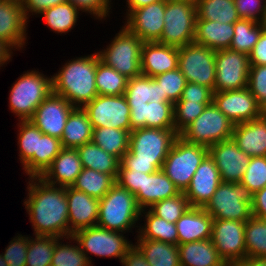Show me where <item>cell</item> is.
<instances>
[{
    "instance_id": "obj_32",
    "label": "cell",
    "mask_w": 266,
    "mask_h": 266,
    "mask_svg": "<svg viewBox=\"0 0 266 266\" xmlns=\"http://www.w3.org/2000/svg\"><path fill=\"white\" fill-rule=\"evenodd\" d=\"M63 149L61 140L47 134L38 136L37 153L23 166L29 177H40Z\"/></svg>"
},
{
    "instance_id": "obj_48",
    "label": "cell",
    "mask_w": 266,
    "mask_h": 266,
    "mask_svg": "<svg viewBox=\"0 0 266 266\" xmlns=\"http://www.w3.org/2000/svg\"><path fill=\"white\" fill-rule=\"evenodd\" d=\"M153 78L160 84V89L166 102H172L174 104L179 101L187 84V80L179 68Z\"/></svg>"
},
{
    "instance_id": "obj_36",
    "label": "cell",
    "mask_w": 266,
    "mask_h": 266,
    "mask_svg": "<svg viewBox=\"0 0 266 266\" xmlns=\"http://www.w3.org/2000/svg\"><path fill=\"white\" fill-rule=\"evenodd\" d=\"M147 210L141 211V217L145 215L146 222L143 224L144 226H136L140 227L137 229L139 230L137 231V239H149L178 245L176 224L154 215L149 209Z\"/></svg>"
},
{
    "instance_id": "obj_39",
    "label": "cell",
    "mask_w": 266,
    "mask_h": 266,
    "mask_svg": "<svg viewBox=\"0 0 266 266\" xmlns=\"http://www.w3.org/2000/svg\"><path fill=\"white\" fill-rule=\"evenodd\" d=\"M115 183L116 179L110 174L83 168L71 187L100 200Z\"/></svg>"
},
{
    "instance_id": "obj_62",
    "label": "cell",
    "mask_w": 266,
    "mask_h": 266,
    "mask_svg": "<svg viewBox=\"0 0 266 266\" xmlns=\"http://www.w3.org/2000/svg\"><path fill=\"white\" fill-rule=\"evenodd\" d=\"M12 54V49L0 40V67L11 60Z\"/></svg>"
},
{
    "instance_id": "obj_16",
    "label": "cell",
    "mask_w": 266,
    "mask_h": 266,
    "mask_svg": "<svg viewBox=\"0 0 266 266\" xmlns=\"http://www.w3.org/2000/svg\"><path fill=\"white\" fill-rule=\"evenodd\" d=\"M212 102L234 125L262 116V108L247 87L240 90L213 92Z\"/></svg>"
},
{
    "instance_id": "obj_24",
    "label": "cell",
    "mask_w": 266,
    "mask_h": 266,
    "mask_svg": "<svg viewBox=\"0 0 266 266\" xmlns=\"http://www.w3.org/2000/svg\"><path fill=\"white\" fill-rule=\"evenodd\" d=\"M178 47L157 41L144 42L141 48V74L156 77L178 68Z\"/></svg>"
},
{
    "instance_id": "obj_4",
    "label": "cell",
    "mask_w": 266,
    "mask_h": 266,
    "mask_svg": "<svg viewBox=\"0 0 266 266\" xmlns=\"http://www.w3.org/2000/svg\"><path fill=\"white\" fill-rule=\"evenodd\" d=\"M141 211L135 195L115 183L99 200L97 226L126 233L135 228Z\"/></svg>"
},
{
    "instance_id": "obj_1",
    "label": "cell",
    "mask_w": 266,
    "mask_h": 266,
    "mask_svg": "<svg viewBox=\"0 0 266 266\" xmlns=\"http://www.w3.org/2000/svg\"><path fill=\"white\" fill-rule=\"evenodd\" d=\"M24 200L35 236L69 237L66 187L46 183L40 177H29Z\"/></svg>"
},
{
    "instance_id": "obj_59",
    "label": "cell",
    "mask_w": 266,
    "mask_h": 266,
    "mask_svg": "<svg viewBox=\"0 0 266 266\" xmlns=\"http://www.w3.org/2000/svg\"><path fill=\"white\" fill-rule=\"evenodd\" d=\"M122 266H150L143 253L136 245H132L122 258Z\"/></svg>"
},
{
    "instance_id": "obj_50",
    "label": "cell",
    "mask_w": 266,
    "mask_h": 266,
    "mask_svg": "<svg viewBox=\"0 0 266 266\" xmlns=\"http://www.w3.org/2000/svg\"><path fill=\"white\" fill-rule=\"evenodd\" d=\"M240 183L253 195L266 186V156L251 157Z\"/></svg>"
},
{
    "instance_id": "obj_22",
    "label": "cell",
    "mask_w": 266,
    "mask_h": 266,
    "mask_svg": "<svg viewBox=\"0 0 266 266\" xmlns=\"http://www.w3.org/2000/svg\"><path fill=\"white\" fill-rule=\"evenodd\" d=\"M131 131L140 128L175 129L172 102L129 105Z\"/></svg>"
},
{
    "instance_id": "obj_26",
    "label": "cell",
    "mask_w": 266,
    "mask_h": 266,
    "mask_svg": "<svg viewBox=\"0 0 266 266\" xmlns=\"http://www.w3.org/2000/svg\"><path fill=\"white\" fill-rule=\"evenodd\" d=\"M213 219L204 208L190 207L175 223L178 245L210 239Z\"/></svg>"
},
{
    "instance_id": "obj_54",
    "label": "cell",
    "mask_w": 266,
    "mask_h": 266,
    "mask_svg": "<svg viewBox=\"0 0 266 266\" xmlns=\"http://www.w3.org/2000/svg\"><path fill=\"white\" fill-rule=\"evenodd\" d=\"M67 2L73 4L79 11L90 13L99 20H105L112 7L111 0H67Z\"/></svg>"
},
{
    "instance_id": "obj_18",
    "label": "cell",
    "mask_w": 266,
    "mask_h": 266,
    "mask_svg": "<svg viewBox=\"0 0 266 266\" xmlns=\"http://www.w3.org/2000/svg\"><path fill=\"white\" fill-rule=\"evenodd\" d=\"M166 0L126 11L124 26L143 42L158 41L164 28Z\"/></svg>"
},
{
    "instance_id": "obj_17",
    "label": "cell",
    "mask_w": 266,
    "mask_h": 266,
    "mask_svg": "<svg viewBox=\"0 0 266 266\" xmlns=\"http://www.w3.org/2000/svg\"><path fill=\"white\" fill-rule=\"evenodd\" d=\"M63 96L51 92L30 121L43 133L61 139L69 114L75 109Z\"/></svg>"
},
{
    "instance_id": "obj_52",
    "label": "cell",
    "mask_w": 266,
    "mask_h": 266,
    "mask_svg": "<svg viewBox=\"0 0 266 266\" xmlns=\"http://www.w3.org/2000/svg\"><path fill=\"white\" fill-rule=\"evenodd\" d=\"M29 246V237L18 235L9 242L2 253L8 266H26V254Z\"/></svg>"
},
{
    "instance_id": "obj_35",
    "label": "cell",
    "mask_w": 266,
    "mask_h": 266,
    "mask_svg": "<svg viewBox=\"0 0 266 266\" xmlns=\"http://www.w3.org/2000/svg\"><path fill=\"white\" fill-rule=\"evenodd\" d=\"M135 245L150 266H181L178 245L149 239H137Z\"/></svg>"
},
{
    "instance_id": "obj_19",
    "label": "cell",
    "mask_w": 266,
    "mask_h": 266,
    "mask_svg": "<svg viewBox=\"0 0 266 266\" xmlns=\"http://www.w3.org/2000/svg\"><path fill=\"white\" fill-rule=\"evenodd\" d=\"M208 149L222 182L240 183L251 157L245 154L233 139L215 143Z\"/></svg>"
},
{
    "instance_id": "obj_61",
    "label": "cell",
    "mask_w": 266,
    "mask_h": 266,
    "mask_svg": "<svg viewBox=\"0 0 266 266\" xmlns=\"http://www.w3.org/2000/svg\"><path fill=\"white\" fill-rule=\"evenodd\" d=\"M233 266H266L265 257H246Z\"/></svg>"
},
{
    "instance_id": "obj_12",
    "label": "cell",
    "mask_w": 266,
    "mask_h": 266,
    "mask_svg": "<svg viewBox=\"0 0 266 266\" xmlns=\"http://www.w3.org/2000/svg\"><path fill=\"white\" fill-rule=\"evenodd\" d=\"M215 52L194 42L178 47V68L187 82L206 86L214 92Z\"/></svg>"
},
{
    "instance_id": "obj_67",
    "label": "cell",
    "mask_w": 266,
    "mask_h": 266,
    "mask_svg": "<svg viewBox=\"0 0 266 266\" xmlns=\"http://www.w3.org/2000/svg\"><path fill=\"white\" fill-rule=\"evenodd\" d=\"M262 116L266 117V105L262 108Z\"/></svg>"
},
{
    "instance_id": "obj_3",
    "label": "cell",
    "mask_w": 266,
    "mask_h": 266,
    "mask_svg": "<svg viewBox=\"0 0 266 266\" xmlns=\"http://www.w3.org/2000/svg\"><path fill=\"white\" fill-rule=\"evenodd\" d=\"M98 52L72 59L52 75V92L63 96L74 107H83L97 95L95 75Z\"/></svg>"
},
{
    "instance_id": "obj_31",
    "label": "cell",
    "mask_w": 266,
    "mask_h": 266,
    "mask_svg": "<svg viewBox=\"0 0 266 266\" xmlns=\"http://www.w3.org/2000/svg\"><path fill=\"white\" fill-rule=\"evenodd\" d=\"M93 127L88 114L82 107H76L67 119L62 134L63 148L76 149L92 140Z\"/></svg>"
},
{
    "instance_id": "obj_37",
    "label": "cell",
    "mask_w": 266,
    "mask_h": 266,
    "mask_svg": "<svg viewBox=\"0 0 266 266\" xmlns=\"http://www.w3.org/2000/svg\"><path fill=\"white\" fill-rule=\"evenodd\" d=\"M129 138L130 132L127 130L99 127L93 129L91 141L121 161L129 150Z\"/></svg>"
},
{
    "instance_id": "obj_38",
    "label": "cell",
    "mask_w": 266,
    "mask_h": 266,
    "mask_svg": "<svg viewBox=\"0 0 266 266\" xmlns=\"http://www.w3.org/2000/svg\"><path fill=\"white\" fill-rule=\"evenodd\" d=\"M196 19L235 23L240 19L234 0H197Z\"/></svg>"
},
{
    "instance_id": "obj_34",
    "label": "cell",
    "mask_w": 266,
    "mask_h": 266,
    "mask_svg": "<svg viewBox=\"0 0 266 266\" xmlns=\"http://www.w3.org/2000/svg\"><path fill=\"white\" fill-rule=\"evenodd\" d=\"M128 105H140L147 102H166L160 84L152 77L139 75L128 79L124 93Z\"/></svg>"
},
{
    "instance_id": "obj_33",
    "label": "cell",
    "mask_w": 266,
    "mask_h": 266,
    "mask_svg": "<svg viewBox=\"0 0 266 266\" xmlns=\"http://www.w3.org/2000/svg\"><path fill=\"white\" fill-rule=\"evenodd\" d=\"M76 150L82 161L83 168L110 174L115 179L117 178L120 160L116 156L108 154L92 141L81 145Z\"/></svg>"
},
{
    "instance_id": "obj_21",
    "label": "cell",
    "mask_w": 266,
    "mask_h": 266,
    "mask_svg": "<svg viewBox=\"0 0 266 266\" xmlns=\"http://www.w3.org/2000/svg\"><path fill=\"white\" fill-rule=\"evenodd\" d=\"M27 22L21 0H0V40L12 50L26 44Z\"/></svg>"
},
{
    "instance_id": "obj_45",
    "label": "cell",
    "mask_w": 266,
    "mask_h": 266,
    "mask_svg": "<svg viewBox=\"0 0 266 266\" xmlns=\"http://www.w3.org/2000/svg\"><path fill=\"white\" fill-rule=\"evenodd\" d=\"M190 204L184 195L180 192L174 197L161 200L154 203L149 210L156 216L175 224L176 221L190 208Z\"/></svg>"
},
{
    "instance_id": "obj_8",
    "label": "cell",
    "mask_w": 266,
    "mask_h": 266,
    "mask_svg": "<svg viewBox=\"0 0 266 266\" xmlns=\"http://www.w3.org/2000/svg\"><path fill=\"white\" fill-rule=\"evenodd\" d=\"M136 35L125 26L116 33L106 49L98 52L100 60L126 78L141 75V48L143 45Z\"/></svg>"
},
{
    "instance_id": "obj_23",
    "label": "cell",
    "mask_w": 266,
    "mask_h": 266,
    "mask_svg": "<svg viewBox=\"0 0 266 266\" xmlns=\"http://www.w3.org/2000/svg\"><path fill=\"white\" fill-rule=\"evenodd\" d=\"M68 202L69 237L76 231L98 222L99 200L71 186L66 187Z\"/></svg>"
},
{
    "instance_id": "obj_42",
    "label": "cell",
    "mask_w": 266,
    "mask_h": 266,
    "mask_svg": "<svg viewBox=\"0 0 266 266\" xmlns=\"http://www.w3.org/2000/svg\"><path fill=\"white\" fill-rule=\"evenodd\" d=\"M128 78L120 74L100 59L97 62L95 82L98 95L118 96L124 95Z\"/></svg>"
},
{
    "instance_id": "obj_49",
    "label": "cell",
    "mask_w": 266,
    "mask_h": 266,
    "mask_svg": "<svg viewBox=\"0 0 266 266\" xmlns=\"http://www.w3.org/2000/svg\"><path fill=\"white\" fill-rule=\"evenodd\" d=\"M212 102L177 101L174 103V126L179 135Z\"/></svg>"
},
{
    "instance_id": "obj_63",
    "label": "cell",
    "mask_w": 266,
    "mask_h": 266,
    "mask_svg": "<svg viewBox=\"0 0 266 266\" xmlns=\"http://www.w3.org/2000/svg\"><path fill=\"white\" fill-rule=\"evenodd\" d=\"M161 0H126L127 2V11H134L135 9L147 6L152 3H156Z\"/></svg>"
},
{
    "instance_id": "obj_11",
    "label": "cell",
    "mask_w": 266,
    "mask_h": 266,
    "mask_svg": "<svg viewBox=\"0 0 266 266\" xmlns=\"http://www.w3.org/2000/svg\"><path fill=\"white\" fill-rule=\"evenodd\" d=\"M196 5L186 1H167L161 44L176 47L194 42L196 27Z\"/></svg>"
},
{
    "instance_id": "obj_51",
    "label": "cell",
    "mask_w": 266,
    "mask_h": 266,
    "mask_svg": "<svg viewBox=\"0 0 266 266\" xmlns=\"http://www.w3.org/2000/svg\"><path fill=\"white\" fill-rule=\"evenodd\" d=\"M247 88L263 108L266 105V65H250Z\"/></svg>"
},
{
    "instance_id": "obj_66",
    "label": "cell",
    "mask_w": 266,
    "mask_h": 266,
    "mask_svg": "<svg viewBox=\"0 0 266 266\" xmlns=\"http://www.w3.org/2000/svg\"><path fill=\"white\" fill-rule=\"evenodd\" d=\"M262 25H263V27L266 30V10H265V15H264V18H263V21H262Z\"/></svg>"
},
{
    "instance_id": "obj_13",
    "label": "cell",
    "mask_w": 266,
    "mask_h": 266,
    "mask_svg": "<svg viewBox=\"0 0 266 266\" xmlns=\"http://www.w3.org/2000/svg\"><path fill=\"white\" fill-rule=\"evenodd\" d=\"M93 129L117 128L131 132L130 107L124 95H97L83 107Z\"/></svg>"
},
{
    "instance_id": "obj_10",
    "label": "cell",
    "mask_w": 266,
    "mask_h": 266,
    "mask_svg": "<svg viewBox=\"0 0 266 266\" xmlns=\"http://www.w3.org/2000/svg\"><path fill=\"white\" fill-rule=\"evenodd\" d=\"M123 234L125 233L108 230L96 225L78 230L67 239L79 244L93 266L89 253L99 257H118L121 263L127 250L133 245Z\"/></svg>"
},
{
    "instance_id": "obj_47",
    "label": "cell",
    "mask_w": 266,
    "mask_h": 266,
    "mask_svg": "<svg viewBox=\"0 0 266 266\" xmlns=\"http://www.w3.org/2000/svg\"><path fill=\"white\" fill-rule=\"evenodd\" d=\"M61 240L55 245L51 266H92L79 244H62Z\"/></svg>"
},
{
    "instance_id": "obj_55",
    "label": "cell",
    "mask_w": 266,
    "mask_h": 266,
    "mask_svg": "<svg viewBox=\"0 0 266 266\" xmlns=\"http://www.w3.org/2000/svg\"><path fill=\"white\" fill-rule=\"evenodd\" d=\"M213 91L203 85L187 82L179 101L212 102Z\"/></svg>"
},
{
    "instance_id": "obj_46",
    "label": "cell",
    "mask_w": 266,
    "mask_h": 266,
    "mask_svg": "<svg viewBox=\"0 0 266 266\" xmlns=\"http://www.w3.org/2000/svg\"><path fill=\"white\" fill-rule=\"evenodd\" d=\"M18 129V149L19 159L22 166H24L37 153L38 136L42 132L30 121H19Z\"/></svg>"
},
{
    "instance_id": "obj_40",
    "label": "cell",
    "mask_w": 266,
    "mask_h": 266,
    "mask_svg": "<svg viewBox=\"0 0 266 266\" xmlns=\"http://www.w3.org/2000/svg\"><path fill=\"white\" fill-rule=\"evenodd\" d=\"M264 30L262 23L240 18L234 23V36L229 49L249 56Z\"/></svg>"
},
{
    "instance_id": "obj_57",
    "label": "cell",
    "mask_w": 266,
    "mask_h": 266,
    "mask_svg": "<svg viewBox=\"0 0 266 266\" xmlns=\"http://www.w3.org/2000/svg\"><path fill=\"white\" fill-rule=\"evenodd\" d=\"M65 2H67V0H21L23 13L28 22L29 16H31L29 14L39 15L44 10Z\"/></svg>"
},
{
    "instance_id": "obj_27",
    "label": "cell",
    "mask_w": 266,
    "mask_h": 266,
    "mask_svg": "<svg viewBox=\"0 0 266 266\" xmlns=\"http://www.w3.org/2000/svg\"><path fill=\"white\" fill-rule=\"evenodd\" d=\"M232 139L248 156H266V117L234 125Z\"/></svg>"
},
{
    "instance_id": "obj_30",
    "label": "cell",
    "mask_w": 266,
    "mask_h": 266,
    "mask_svg": "<svg viewBox=\"0 0 266 266\" xmlns=\"http://www.w3.org/2000/svg\"><path fill=\"white\" fill-rule=\"evenodd\" d=\"M181 266H227L210 239L179 244Z\"/></svg>"
},
{
    "instance_id": "obj_56",
    "label": "cell",
    "mask_w": 266,
    "mask_h": 266,
    "mask_svg": "<svg viewBox=\"0 0 266 266\" xmlns=\"http://www.w3.org/2000/svg\"><path fill=\"white\" fill-rule=\"evenodd\" d=\"M143 176V172H138L135 170H125L120 165L116 183L121 187L126 188L132 194H135L139 189H142Z\"/></svg>"
},
{
    "instance_id": "obj_28",
    "label": "cell",
    "mask_w": 266,
    "mask_h": 266,
    "mask_svg": "<svg viewBox=\"0 0 266 266\" xmlns=\"http://www.w3.org/2000/svg\"><path fill=\"white\" fill-rule=\"evenodd\" d=\"M179 193V189L161 169L151 174L144 173L142 189H139L134 195L139 207L143 210Z\"/></svg>"
},
{
    "instance_id": "obj_41",
    "label": "cell",
    "mask_w": 266,
    "mask_h": 266,
    "mask_svg": "<svg viewBox=\"0 0 266 266\" xmlns=\"http://www.w3.org/2000/svg\"><path fill=\"white\" fill-rule=\"evenodd\" d=\"M79 10L71 3L65 2L44 10L40 15L51 31L60 33L70 32L74 28Z\"/></svg>"
},
{
    "instance_id": "obj_6",
    "label": "cell",
    "mask_w": 266,
    "mask_h": 266,
    "mask_svg": "<svg viewBox=\"0 0 266 266\" xmlns=\"http://www.w3.org/2000/svg\"><path fill=\"white\" fill-rule=\"evenodd\" d=\"M253 194L241 183L221 182L204 209L219 220L246 222L252 215Z\"/></svg>"
},
{
    "instance_id": "obj_58",
    "label": "cell",
    "mask_w": 266,
    "mask_h": 266,
    "mask_svg": "<svg viewBox=\"0 0 266 266\" xmlns=\"http://www.w3.org/2000/svg\"><path fill=\"white\" fill-rule=\"evenodd\" d=\"M249 63L250 65H266V30L261 33L249 55Z\"/></svg>"
},
{
    "instance_id": "obj_60",
    "label": "cell",
    "mask_w": 266,
    "mask_h": 266,
    "mask_svg": "<svg viewBox=\"0 0 266 266\" xmlns=\"http://www.w3.org/2000/svg\"><path fill=\"white\" fill-rule=\"evenodd\" d=\"M252 215L266 220V186L253 195Z\"/></svg>"
},
{
    "instance_id": "obj_15",
    "label": "cell",
    "mask_w": 266,
    "mask_h": 266,
    "mask_svg": "<svg viewBox=\"0 0 266 266\" xmlns=\"http://www.w3.org/2000/svg\"><path fill=\"white\" fill-rule=\"evenodd\" d=\"M246 222L213 219V245L227 266H233L247 257L245 248Z\"/></svg>"
},
{
    "instance_id": "obj_43",
    "label": "cell",
    "mask_w": 266,
    "mask_h": 266,
    "mask_svg": "<svg viewBox=\"0 0 266 266\" xmlns=\"http://www.w3.org/2000/svg\"><path fill=\"white\" fill-rule=\"evenodd\" d=\"M60 239L54 236L29 237L26 266H51L55 245Z\"/></svg>"
},
{
    "instance_id": "obj_53",
    "label": "cell",
    "mask_w": 266,
    "mask_h": 266,
    "mask_svg": "<svg viewBox=\"0 0 266 266\" xmlns=\"http://www.w3.org/2000/svg\"><path fill=\"white\" fill-rule=\"evenodd\" d=\"M237 13L240 18L249 19L262 23L265 10L266 0H234Z\"/></svg>"
},
{
    "instance_id": "obj_5",
    "label": "cell",
    "mask_w": 266,
    "mask_h": 266,
    "mask_svg": "<svg viewBox=\"0 0 266 266\" xmlns=\"http://www.w3.org/2000/svg\"><path fill=\"white\" fill-rule=\"evenodd\" d=\"M52 92V78L31 70L24 72L12 84L9 95V109L19 121L30 120L36 108Z\"/></svg>"
},
{
    "instance_id": "obj_14",
    "label": "cell",
    "mask_w": 266,
    "mask_h": 266,
    "mask_svg": "<svg viewBox=\"0 0 266 266\" xmlns=\"http://www.w3.org/2000/svg\"><path fill=\"white\" fill-rule=\"evenodd\" d=\"M249 56L230 49L215 52L216 81L214 92L240 90L247 87Z\"/></svg>"
},
{
    "instance_id": "obj_7",
    "label": "cell",
    "mask_w": 266,
    "mask_h": 266,
    "mask_svg": "<svg viewBox=\"0 0 266 266\" xmlns=\"http://www.w3.org/2000/svg\"><path fill=\"white\" fill-rule=\"evenodd\" d=\"M208 154V147L188 143L178 136L165 158L162 171L180 192H184L189 186L195 171Z\"/></svg>"
},
{
    "instance_id": "obj_20",
    "label": "cell",
    "mask_w": 266,
    "mask_h": 266,
    "mask_svg": "<svg viewBox=\"0 0 266 266\" xmlns=\"http://www.w3.org/2000/svg\"><path fill=\"white\" fill-rule=\"evenodd\" d=\"M221 182L220 172L215 161L208 154L195 171L184 195L191 207L204 208Z\"/></svg>"
},
{
    "instance_id": "obj_2",
    "label": "cell",
    "mask_w": 266,
    "mask_h": 266,
    "mask_svg": "<svg viewBox=\"0 0 266 266\" xmlns=\"http://www.w3.org/2000/svg\"><path fill=\"white\" fill-rule=\"evenodd\" d=\"M179 135L175 129L140 128L130 132L129 150L120 165L125 170L147 174L162 169L174 140Z\"/></svg>"
},
{
    "instance_id": "obj_25",
    "label": "cell",
    "mask_w": 266,
    "mask_h": 266,
    "mask_svg": "<svg viewBox=\"0 0 266 266\" xmlns=\"http://www.w3.org/2000/svg\"><path fill=\"white\" fill-rule=\"evenodd\" d=\"M82 169L77 150L63 148L40 178L51 185L68 187L72 186Z\"/></svg>"
},
{
    "instance_id": "obj_64",
    "label": "cell",
    "mask_w": 266,
    "mask_h": 266,
    "mask_svg": "<svg viewBox=\"0 0 266 266\" xmlns=\"http://www.w3.org/2000/svg\"><path fill=\"white\" fill-rule=\"evenodd\" d=\"M0 266H8L2 254H0Z\"/></svg>"
},
{
    "instance_id": "obj_65",
    "label": "cell",
    "mask_w": 266,
    "mask_h": 266,
    "mask_svg": "<svg viewBox=\"0 0 266 266\" xmlns=\"http://www.w3.org/2000/svg\"><path fill=\"white\" fill-rule=\"evenodd\" d=\"M166 1H186L189 3H196L197 0H166Z\"/></svg>"
},
{
    "instance_id": "obj_29",
    "label": "cell",
    "mask_w": 266,
    "mask_h": 266,
    "mask_svg": "<svg viewBox=\"0 0 266 266\" xmlns=\"http://www.w3.org/2000/svg\"><path fill=\"white\" fill-rule=\"evenodd\" d=\"M234 36V23H221L196 19L194 43L207 46L211 50L229 49Z\"/></svg>"
},
{
    "instance_id": "obj_9",
    "label": "cell",
    "mask_w": 266,
    "mask_h": 266,
    "mask_svg": "<svg viewBox=\"0 0 266 266\" xmlns=\"http://www.w3.org/2000/svg\"><path fill=\"white\" fill-rule=\"evenodd\" d=\"M233 128L234 124L212 102L179 136L188 143L209 148L232 139Z\"/></svg>"
},
{
    "instance_id": "obj_44",
    "label": "cell",
    "mask_w": 266,
    "mask_h": 266,
    "mask_svg": "<svg viewBox=\"0 0 266 266\" xmlns=\"http://www.w3.org/2000/svg\"><path fill=\"white\" fill-rule=\"evenodd\" d=\"M247 257L266 258V220L252 216L245 225Z\"/></svg>"
}]
</instances>
